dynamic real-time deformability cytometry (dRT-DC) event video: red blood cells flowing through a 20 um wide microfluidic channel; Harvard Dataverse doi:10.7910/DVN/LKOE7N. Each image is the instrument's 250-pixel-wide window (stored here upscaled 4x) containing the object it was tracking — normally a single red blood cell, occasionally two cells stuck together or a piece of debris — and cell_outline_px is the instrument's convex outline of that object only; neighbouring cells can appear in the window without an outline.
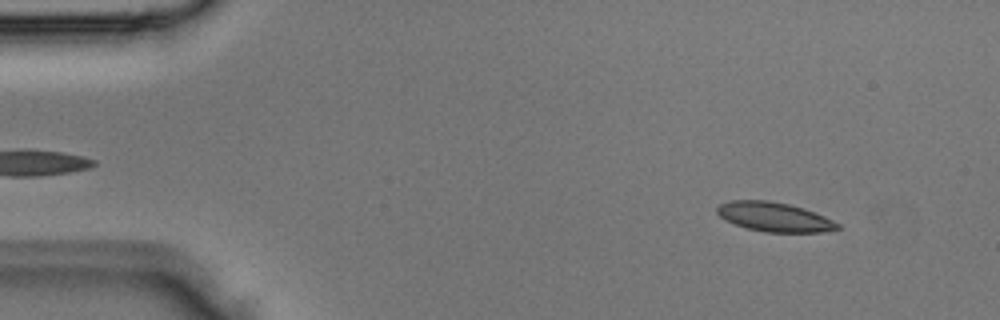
{"species": "Egyptian fruit bat (a non-hibernating species)", "species_latin": "Rousettus aegyptiacus", "temperature_condition": "room temperature", "stored_images_in_passage": 3, "segment_of_instrument_passage": [1, 2], "camera_frame_rate_fps": 3000, "um_per_image_px": 0.085, "animal": {"sex": "male"}, "frame": {"image": 1, "passage_image": 1, "time_ms": 0.0, "image_size_px": [1000, 320], "cell_outline_px": [[840, 228], [820, 232], [768, 232], [748, 228], [724, 220], [716, 212], [716, 208], [720, 204], [728, 200], [768, 200], [788, 204], [804, 208], [824, 216], [840, 224]], "centroid_in_image_um": [65.79, 18.43], "position_along_channel_um": 19.2, "area_um2": 20.46}}